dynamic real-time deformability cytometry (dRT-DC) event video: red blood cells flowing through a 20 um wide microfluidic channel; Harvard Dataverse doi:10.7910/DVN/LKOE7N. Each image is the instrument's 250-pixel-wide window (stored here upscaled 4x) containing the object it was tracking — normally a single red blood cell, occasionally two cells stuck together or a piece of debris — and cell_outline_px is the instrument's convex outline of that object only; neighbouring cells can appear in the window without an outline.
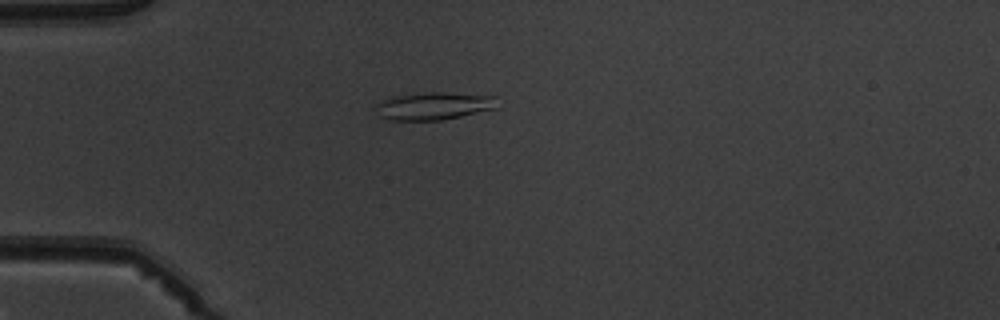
{"species": "common noctule bat (a hibernating species)", "species_latin": "Nyctalus noctula", "temperature_condition": "warm", "stored_images_in_passage": 2, "camera_frame_rate_fps": 3000, "um_per_image_px": 0.085, "animal": {"sex": "male", "body_mass_g": 19.5, "forearm_length_mm": 54.6}, "frame": {"image": 1, "passage_image": 1, "time_ms": 0.0, "image_size_px": [1000, 320], "cell_outline_px": [[496, 108], [460, 116], [440, 120], [388, 120], [380, 116], [372, 108], [376, 104], [392, 96], [428, 92], [444, 92], [496, 96]], "centroid_in_image_um": [36.82, 9.0], "position_along_channel_um": 48.2, "area_um2": 19.54}}